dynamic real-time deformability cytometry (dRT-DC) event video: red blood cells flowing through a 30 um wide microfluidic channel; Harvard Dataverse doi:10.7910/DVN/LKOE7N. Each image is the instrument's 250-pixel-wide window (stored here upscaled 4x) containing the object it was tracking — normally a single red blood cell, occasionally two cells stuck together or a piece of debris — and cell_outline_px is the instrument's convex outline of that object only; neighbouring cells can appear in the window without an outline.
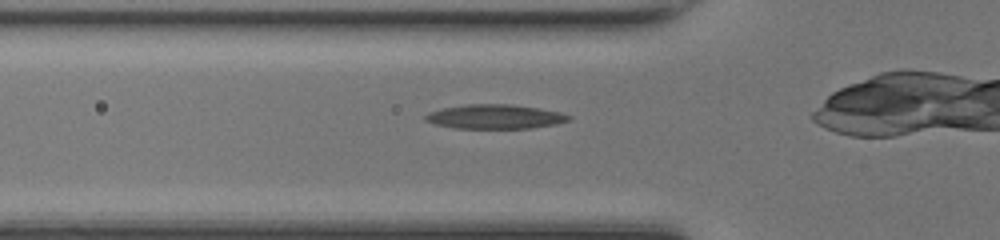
{"species": "common noctule bat (a hibernating species)", "species_latin": "Nyctalus noctula", "temperature_condition": "room temperature", "stored_images_in_passage": 29, "camera_frame_rate_fps": 3000, "um_per_image_px": 0.085, "animal": {"sex": "female", "body_mass_g": 17.0, "forearm_length_mm": 48.0}, "frame": {"image": 1, "passage_image": 4, "time_ms": 1.0, "image_size_px": [1000, 240], "cell_outline_px": [[572, 120], [556, 124], [532, 128], [452, 128], [436, 124], [424, 120], [424, 116], [432, 112], [444, 108], [468, 104], [508, 104], [540, 108], [560, 112], [572, 116]], "centroid_in_image_um": [42.13, 9.92], "position_along_channel_um": 83.7, "area_um2": 20.23}}
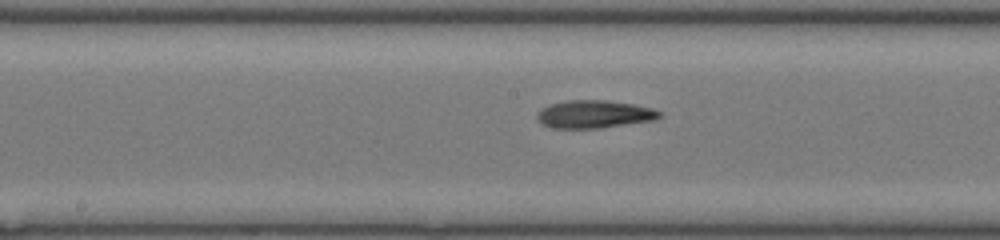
{"frame": {"image": 2, "passage_image": 12, "time_ms": 3.667, "image_size_px": [1000, 240], "cell_outline_px": [[664, 116], [656, 120], [600, 128], [552, 128], [544, 124], [536, 116], [544, 108], [552, 104], [568, 100], [604, 100], [632, 104], [652, 108], [660, 112]], "centroid_in_image_um": [50.59, 9.71], "position_along_channel_um": 197.6, "area_um2": 19.59}}
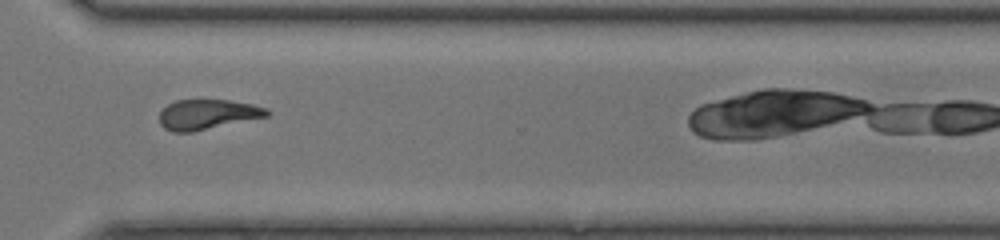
{"frame": {"image": 3, "passage_image": 23, "time_ms": 7.333, "image_size_px": [1000, 240], "cell_outline_px": [[272, 112], [268, 116], [192, 132], [172, 132], [164, 128], [160, 124], [160, 112], [168, 104], [176, 100], [200, 96], [228, 100], [252, 104], [268, 108]], "centroid_in_image_um": [17.63, 9.67], "position_along_channel_um": 353.0, "area_um2": 19.54}, "authors_computed_cell_mechanics": {"area_um2": 19.5364, "velocity_mm_per_s": 4.2405, "shape_relaxation_time_tau1_ms": 8.2496, "shape_relaxation_time_tau2_ms": 3.404, "deformation_change_tau1": 0.2397, "deformation_change_tau2": 0.1328}}